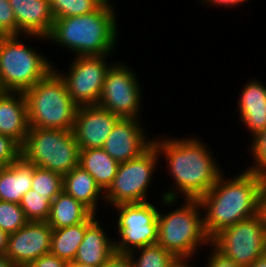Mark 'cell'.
<instances>
[{"label": "cell", "instance_id": "cell-20", "mask_svg": "<svg viewBox=\"0 0 266 267\" xmlns=\"http://www.w3.org/2000/svg\"><path fill=\"white\" fill-rule=\"evenodd\" d=\"M35 165L22 156L8 167L0 168V200L19 204L32 188Z\"/></svg>", "mask_w": 266, "mask_h": 267}, {"label": "cell", "instance_id": "cell-31", "mask_svg": "<svg viewBox=\"0 0 266 267\" xmlns=\"http://www.w3.org/2000/svg\"><path fill=\"white\" fill-rule=\"evenodd\" d=\"M21 145L9 136L0 134V168L8 167L21 157Z\"/></svg>", "mask_w": 266, "mask_h": 267}, {"label": "cell", "instance_id": "cell-3", "mask_svg": "<svg viewBox=\"0 0 266 267\" xmlns=\"http://www.w3.org/2000/svg\"><path fill=\"white\" fill-rule=\"evenodd\" d=\"M111 5L107 0L91 13L54 19L47 40L67 47L76 56L109 55L117 42L116 13Z\"/></svg>", "mask_w": 266, "mask_h": 267}, {"label": "cell", "instance_id": "cell-39", "mask_svg": "<svg viewBox=\"0 0 266 267\" xmlns=\"http://www.w3.org/2000/svg\"><path fill=\"white\" fill-rule=\"evenodd\" d=\"M9 234L0 229V254H5L8 246Z\"/></svg>", "mask_w": 266, "mask_h": 267}, {"label": "cell", "instance_id": "cell-1", "mask_svg": "<svg viewBox=\"0 0 266 267\" xmlns=\"http://www.w3.org/2000/svg\"><path fill=\"white\" fill-rule=\"evenodd\" d=\"M153 144L159 156L163 154L167 159L166 166L170 168L169 172L174 178L176 187L164 192L161 197L164 204H175L178 201L177 194L180 192L184 199H199L210 190L223 173L208 148L196 137L162 141L156 138Z\"/></svg>", "mask_w": 266, "mask_h": 267}, {"label": "cell", "instance_id": "cell-24", "mask_svg": "<svg viewBox=\"0 0 266 267\" xmlns=\"http://www.w3.org/2000/svg\"><path fill=\"white\" fill-rule=\"evenodd\" d=\"M93 213L85 222L52 230L50 253L58 258L73 262L84 239L87 226L95 219Z\"/></svg>", "mask_w": 266, "mask_h": 267}, {"label": "cell", "instance_id": "cell-40", "mask_svg": "<svg viewBox=\"0 0 266 267\" xmlns=\"http://www.w3.org/2000/svg\"><path fill=\"white\" fill-rule=\"evenodd\" d=\"M0 267H17L5 254H0Z\"/></svg>", "mask_w": 266, "mask_h": 267}, {"label": "cell", "instance_id": "cell-34", "mask_svg": "<svg viewBox=\"0 0 266 267\" xmlns=\"http://www.w3.org/2000/svg\"><path fill=\"white\" fill-rule=\"evenodd\" d=\"M213 250L211 252L212 254H210L211 256L208 258L207 267H242L230 258L224 256L215 247Z\"/></svg>", "mask_w": 266, "mask_h": 267}, {"label": "cell", "instance_id": "cell-8", "mask_svg": "<svg viewBox=\"0 0 266 267\" xmlns=\"http://www.w3.org/2000/svg\"><path fill=\"white\" fill-rule=\"evenodd\" d=\"M158 152L152 144L140 156L119 164L117 174L104 193L112 206L121 203L147 202L146 191L156 167Z\"/></svg>", "mask_w": 266, "mask_h": 267}, {"label": "cell", "instance_id": "cell-4", "mask_svg": "<svg viewBox=\"0 0 266 267\" xmlns=\"http://www.w3.org/2000/svg\"><path fill=\"white\" fill-rule=\"evenodd\" d=\"M24 95L30 128L73 130L78 105L57 70L53 69Z\"/></svg>", "mask_w": 266, "mask_h": 267}, {"label": "cell", "instance_id": "cell-27", "mask_svg": "<svg viewBox=\"0 0 266 267\" xmlns=\"http://www.w3.org/2000/svg\"><path fill=\"white\" fill-rule=\"evenodd\" d=\"M32 190L54 200L63 191V176L48 169L35 166Z\"/></svg>", "mask_w": 266, "mask_h": 267}, {"label": "cell", "instance_id": "cell-2", "mask_svg": "<svg viewBox=\"0 0 266 267\" xmlns=\"http://www.w3.org/2000/svg\"><path fill=\"white\" fill-rule=\"evenodd\" d=\"M223 173L210 190L198 200L206 234L212 239L221 230L258 214V195L265 177L244 170L234 179L224 180Z\"/></svg>", "mask_w": 266, "mask_h": 267}, {"label": "cell", "instance_id": "cell-11", "mask_svg": "<svg viewBox=\"0 0 266 267\" xmlns=\"http://www.w3.org/2000/svg\"><path fill=\"white\" fill-rule=\"evenodd\" d=\"M106 56H77L70 71L66 74L57 72L78 106L98 104L104 80L112 66L106 64Z\"/></svg>", "mask_w": 266, "mask_h": 267}, {"label": "cell", "instance_id": "cell-10", "mask_svg": "<svg viewBox=\"0 0 266 267\" xmlns=\"http://www.w3.org/2000/svg\"><path fill=\"white\" fill-rule=\"evenodd\" d=\"M119 211L117 221L120 241L115 251L129 254L141 247L157 244L159 210L150 202L114 205Z\"/></svg>", "mask_w": 266, "mask_h": 267}, {"label": "cell", "instance_id": "cell-6", "mask_svg": "<svg viewBox=\"0 0 266 267\" xmlns=\"http://www.w3.org/2000/svg\"><path fill=\"white\" fill-rule=\"evenodd\" d=\"M21 156L61 176L79 165L80 148L72 130L29 128Z\"/></svg>", "mask_w": 266, "mask_h": 267}, {"label": "cell", "instance_id": "cell-19", "mask_svg": "<svg viewBox=\"0 0 266 267\" xmlns=\"http://www.w3.org/2000/svg\"><path fill=\"white\" fill-rule=\"evenodd\" d=\"M114 241L116 240L109 239L95 218L87 226L73 262L101 267L115 252Z\"/></svg>", "mask_w": 266, "mask_h": 267}, {"label": "cell", "instance_id": "cell-43", "mask_svg": "<svg viewBox=\"0 0 266 267\" xmlns=\"http://www.w3.org/2000/svg\"><path fill=\"white\" fill-rule=\"evenodd\" d=\"M76 267H98V266H91V265L76 263Z\"/></svg>", "mask_w": 266, "mask_h": 267}, {"label": "cell", "instance_id": "cell-26", "mask_svg": "<svg viewBox=\"0 0 266 267\" xmlns=\"http://www.w3.org/2000/svg\"><path fill=\"white\" fill-rule=\"evenodd\" d=\"M52 199L35 190H28L19 203L29 221H47L50 216Z\"/></svg>", "mask_w": 266, "mask_h": 267}, {"label": "cell", "instance_id": "cell-37", "mask_svg": "<svg viewBox=\"0 0 266 267\" xmlns=\"http://www.w3.org/2000/svg\"><path fill=\"white\" fill-rule=\"evenodd\" d=\"M188 258L190 259L191 255L190 256H186V255L173 256L170 259L167 267H192L191 265L189 266L186 262L187 261L186 259Z\"/></svg>", "mask_w": 266, "mask_h": 267}, {"label": "cell", "instance_id": "cell-38", "mask_svg": "<svg viewBox=\"0 0 266 267\" xmlns=\"http://www.w3.org/2000/svg\"><path fill=\"white\" fill-rule=\"evenodd\" d=\"M203 1V3H209V4H214L215 6H217V4H218V6H225V7H234V5L236 6H238V4L240 5V3L242 4V3H244V1L246 2L247 0H202Z\"/></svg>", "mask_w": 266, "mask_h": 267}, {"label": "cell", "instance_id": "cell-7", "mask_svg": "<svg viewBox=\"0 0 266 267\" xmlns=\"http://www.w3.org/2000/svg\"><path fill=\"white\" fill-rule=\"evenodd\" d=\"M200 208L198 199H185L178 209L166 215L159 212L157 244L174 256L192 257L199 245L210 244L211 239L206 234L203 217L199 215Z\"/></svg>", "mask_w": 266, "mask_h": 267}, {"label": "cell", "instance_id": "cell-33", "mask_svg": "<svg viewBox=\"0 0 266 267\" xmlns=\"http://www.w3.org/2000/svg\"><path fill=\"white\" fill-rule=\"evenodd\" d=\"M66 261L51 253L44 254L23 267H64Z\"/></svg>", "mask_w": 266, "mask_h": 267}, {"label": "cell", "instance_id": "cell-22", "mask_svg": "<svg viewBox=\"0 0 266 267\" xmlns=\"http://www.w3.org/2000/svg\"><path fill=\"white\" fill-rule=\"evenodd\" d=\"M63 191L82 202L94 214L97 209V200L100 196H104L95 179L79 165L63 176Z\"/></svg>", "mask_w": 266, "mask_h": 267}, {"label": "cell", "instance_id": "cell-5", "mask_svg": "<svg viewBox=\"0 0 266 267\" xmlns=\"http://www.w3.org/2000/svg\"><path fill=\"white\" fill-rule=\"evenodd\" d=\"M19 35L0 42V91L24 93L54 68L49 59L20 42Z\"/></svg>", "mask_w": 266, "mask_h": 267}, {"label": "cell", "instance_id": "cell-16", "mask_svg": "<svg viewBox=\"0 0 266 267\" xmlns=\"http://www.w3.org/2000/svg\"><path fill=\"white\" fill-rule=\"evenodd\" d=\"M16 20V35L24 33L34 38H44L50 34L54 17L50 10V0H8Z\"/></svg>", "mask_w": 266, "mask_h": 267}, {"label": "cell", "instance_id": "cell-9", "mask_svg": "<svg viewBox=\"0 0 266 267\" xmlns=\"http://www.w3.org/2000/svg\"><path fill=\"white\" fill-rule=\"evenodd\" d=\"M211 244L239 266L249 267L266 253V227L255 215L221 230Z\"/></svg>", "mask_w": 266, "mask_h": 267}, {"label": "cell", "instance_id": "cell-36", "mask_svg": "<svg viewBox=\"0 0 266 267\" xmlns=\"http://www.w3.org/2000/svg\"><path fill=\"white\" fill-rule=\"evenodd\" d=\"M257 215L266 227V178L262 182L259 190Z\"/></svg>", "mask_w": 266, "mask_h": 267}, {"label": "cell", "instance_id": "cell-44", "mask_svg": "<svg viewBox=\"0 0 266 267\" xmlns=\"http://www.w3.org/2000/svg\"><path fill=\"white\" fill-rule=\"evenodd\" d=\"M5 37V35L2 33V32H0V42L2 41V39Z\"/></svg>", "mask_w": 266, "mask_h": 267}, {"label": "cell", "instance_id": "cell-41", "mask_svg": "<svg viewBox=\"0 0 266 267\" xmlns=\"http://www.w3.org/2000/svg\"><path fill=\"white\" fill-rule=\"evenodd\" d=\"M249 267H266V253L256 258Z\"/></svg>", "mask_w": 266, "mask_h": 267}, {"label": "cell", "instance_id": "cell-28", "mask_svg": "<svg viewBox=\"0 0 266 267\" xmlns=\"http://www.w3.org/2000/svg\"><path fill=\"white\" fill-rule=\"evenodd\" d=\"M140 252V254H135ZM129 253L133 267H167L174 256L158 244L141 247ZM140 250V251H139ZM135 255H140L138 258Z\"/></svg>", "mask_w": 266, "mask_h": 267}, {"label": "cell", "instance_id": "cell-18", "mask_svg": "<svg viewBox=\"0 0 266 267\" xmlns=\"http://www.w3.org/2000/svg\"><path fill=\"white\" fill-rule=\"evenodd\" d=\"M241 92L237 104L240 120L254 137L266 129V87L255 79L248 82Z\"/></svg>", "mask_w": 266, "mask_h": 267}, {"label": "cell", "instance_id": "cell-29", "mask_svg": "<svg viewBox=\"0 0 266 267\" xmlns=\"http://www.w3.org/2000/svg\"><path fill=\"white\" fill-rule=\"evenodd\" d=\"M29 220L21 206L0 200V229L8 234L22 228Z\"/></svg>", "mask_w": 266, "mask_h": 267}, {"label": "cell", "instance_id": "cell-42", "mask_svg": "<svg viewBox=\"0 0 266 267\" xmlns=\"http://www.w3.org/2000/svg\"><path fill=\"white\" fill-rule=\"evenodd\" d=\"M64 267H76V263L75 262H66Z\"/></svg>", "mask_w": 266, "mask_h": 267}, {"label": "cell", "instance_id": "cell-30", "mask_svg": "<svg viewBox=\"0 0 266 267\" xmlns=\"http://www.w3.org/2000/svg\"><path fill=\"white\" fill-rule=\"evenodd\" d=\"M251 143V153L255 160L254 165L246 168L266 178V129L254 136Z\"/></svg>", "mask_w": 266, "mask_h": 267}, {"label": "cell", "instance_id": "cell-21", "mask_svg": "<svg viewBox=\"0 0 266 267\" xmlns=\"http://www.w3.org/2000/svg\"><path fill=\"white\" fill-rule=\"evenodd\" d=\"M119 164L103 148L81 149L79 152V166L95 179L103 192L111 185Z\"/></svg>", "mask_w": 266, "mask_h": 267}, {"label": "cell", "instance_id": "cell-23", "mask_svg": "<svg viewBox=\"0 0 266 267\" xmlns=\"http://www.w3.org/2000/svg\"><path fill=\"white\" fill-rule=\"evenodd\" d=\"M93 212L82 202L62 191L51 203L47 223L60 229L85 222Z\"/></svg>", "mask_w": 266, "mask_h": 267}, {"label": "cell", "instance_id": "cell-12", "mask_svg": "<svg viewBox=\"0 0 266 267\" xmlns=\"http://www.w3.org/2000/svg\"><path fill=\"white\" fill-rule=\"evenodd\" d=\"M134 72L119 63L107 72L97 105L120 118H138L141 88Z\"/></svg>", "mask_w": 266, "mask_h": 267}, {"label": "cell", "instance_id": "cell-35", "mask_svg": "<svg viewBox=\"0 0 266 267\" xmlns=\"http://www.w3.org/2000/svg\"><path fill=\"white\" fill-rule=\"evenodd\" d=\"M101 267H133L129 254L114 252Z\"/></svg>", "mask_w": 266, "mask_h": 267}, {"label": "cell", "instance_id": "cell-14", "mask_svg": "<svg viewBox=\"0 0 266 267\" xmlns=\"http://www.w3.org/2000/svg\"><path fill=\"white\" fill-rule=\"evenodd\" d=\"M119 119L99 105L78 106L72 131L80 150L103 148Z\"/></svg>", "mask_w": 266, "mask_h": 267}, {"label": "cell", "instance_id": "cell-32", "mask_svg": "<svg viewBox=\"0 0 266 267\" xmlns=\"http://www.w3.org/2000/svg\"><path fill=\"white\" fill-rule=\"evenodd\" d=\"M0 32L5 36L16 35V20L8 0H0Z\"/></svg>", "mask_w": 266, "mask_h": 267}, {"label": "cell", "instance_id": "cell-15", "mask_svg": "<svg viewBox=\"0 0 266 267\" xmlns=\"http://www.w3.org/2000/svg\"><path fill=\"white\" fill-rule=\"evenodd\" d=\"M138 119L120 118L103 146L104 151L119 163L140 156L153 144Z\"/></svg>", "mask_w": 266, "mask_h": 267}, {"label": "cell", "instance_id": "cell-17", "mask_svg": "<svg viewBox=\"0 0 266 267\" xmlns=\"http://www.w3.org/2000/svg\"><path fill=\"white\" fill-rule=\"evenodd\" d=\"M29 128L24 93L0 91V134L11 137L22 146Z\"/></svg>", "mask_w": 266, "mask_h": 267}, {"label": "cell", "instance_id": "cell-13", "mask_svg": "<svg viewBox=\"0 0 266 267\" xmlns=\"http://www.w3.org/2000/svg\"><path fill=\"white\" fill-rule=\"evenodd\" d=\"M52 227L47 221H28L18 231L9 234L5 255L17 267L50 253Z\"/></svg>", "mask_w": 266, "mask_h": 267}, {"label": "cell", "instance_id": "cell-25", "mask_svg": "<svg viewBox=\"0 0 266 267\" xmlns=\"http://www.w3.org/2000/svg\"><path fill=\"white\" fill-rule=\"evenodd\" d=\"M107 0H50L54 19L85 15L98 10Z\"/></svg>", "mask_w": 266, "mask_h": 267}]
</instances>
